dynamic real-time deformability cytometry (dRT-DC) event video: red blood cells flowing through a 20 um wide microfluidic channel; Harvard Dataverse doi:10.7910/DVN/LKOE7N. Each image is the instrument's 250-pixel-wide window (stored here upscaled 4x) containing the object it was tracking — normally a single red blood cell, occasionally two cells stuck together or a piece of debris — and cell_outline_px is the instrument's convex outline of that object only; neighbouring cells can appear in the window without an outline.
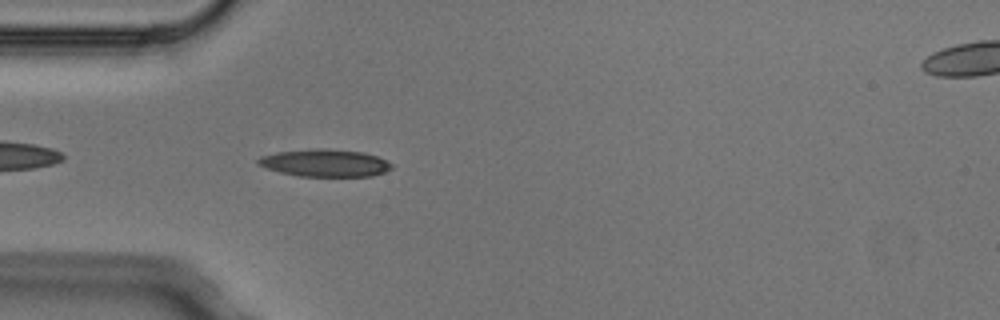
{"species": "Egyptian fruit bat (a non-hibernating species)", "species_latin": "Rousettus aegyptiacus", "temperature_condition": "cold", "stored_images_in_passage": 3, "camera_frame_rate_fps": 3000, "um_per_image_px": 0.085, "animal": {"sex": "male"}, "frame": {"image": 1, "passage_image": 3, "time_ms": 0.667, "image_size_px": [1000, 320], "cell_outline_px": [[392, 168], [384, 172], [372, 176], [300, 176], [280, 172], [256, 164], [256, 160], [260, 156], [276, 152], [316, 148], [324, 148], [364, 152], [376, 156], [392, 164]], "centroid_in_image_um": [27.59, 13.84], "position_along_channel_um": 57.4, "area_um2": 21.27}}